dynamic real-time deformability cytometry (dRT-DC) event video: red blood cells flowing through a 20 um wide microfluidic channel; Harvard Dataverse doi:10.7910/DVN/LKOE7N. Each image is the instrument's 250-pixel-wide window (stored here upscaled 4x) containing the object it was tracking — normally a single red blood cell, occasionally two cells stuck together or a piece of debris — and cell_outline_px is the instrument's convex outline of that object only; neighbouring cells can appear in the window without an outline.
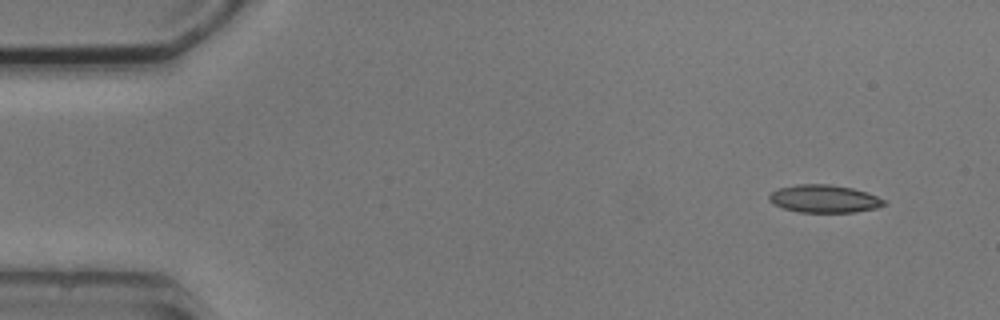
{"species": "common noctule bat (a hibernating species)", "species_latin": "Nyctalus noctula", "temperature_condition": "cold", "stored_images_in_passage": 4, "camera_frame_rate_fps": 3000, "um_per_image_px": 0.085, "animal": {"sex": "male", "body_mass_g": 20.5, "forearm_length_mm": 52.5}, "frame": {"image": 1, "passage_image": 1, "time_ms": 0.0, "image_size_px": [1000, 320], "cell_outline_px": [[888, 204], [876, 208], [856, 212], [800, 212], [784, 208], [772, 204], [768, 200], [768, 196], [776, 188], [796, 184], [832, 184], [852, 188], [868, 192], [884, 200]], "centroid_in_image_um": [70.04, 16.89], "position_along_channel_um": 15.0, "area_um2": 18.79}}
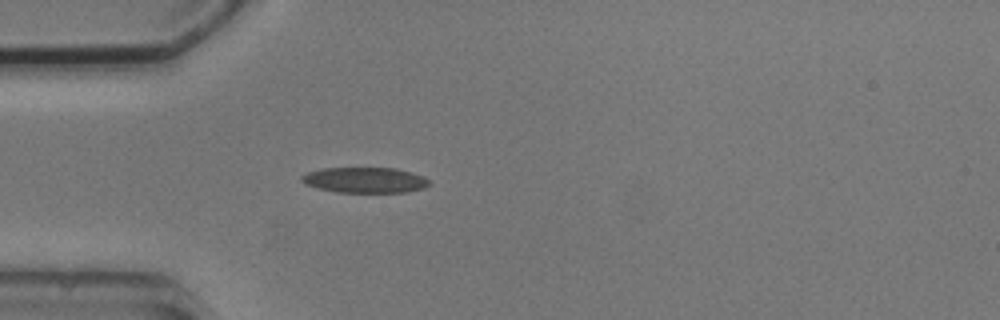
{"frame": {"image": 2, "passage_image": 4, "time_ms": 3.667, "image_size_px": [1000, 320], "cell_outline_px": [[432, 184], [424, 188], [408, 192], [336, 192], [320, 188], [308, 184], [300, 180], [300, 176], [308, 172], [320, 168], [396, 168], [412, 172], [424, 176]], "centroid_in_image_um": [31.06, 15.3], "position_along_channel_um": 53.9, "area_um2": 19.02}}